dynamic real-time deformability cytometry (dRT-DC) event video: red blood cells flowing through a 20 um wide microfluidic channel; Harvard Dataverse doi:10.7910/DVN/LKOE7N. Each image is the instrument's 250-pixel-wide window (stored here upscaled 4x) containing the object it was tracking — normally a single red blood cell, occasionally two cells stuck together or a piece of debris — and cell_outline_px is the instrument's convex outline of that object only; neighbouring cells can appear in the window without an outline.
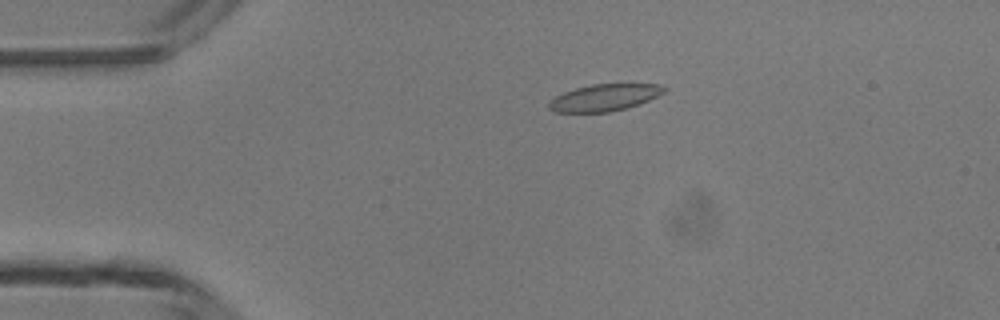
{"species": "common noctule bat (a hibernating species)", "species_latin": "Nyctalus noctula", "temperature_condition": "room temperature", "stored_images_in_passage": 4, "camera_frame_rate_fps": 3000, "um_per_image_px": 0.085, "animal": {"sex": "male", "body_mass_g": 13.3}, "frame": {"image": 1, "passage_image": 3, "time_ms": 2.333, "image_size_px": [1000, 320], "cell_outline_px": [[668, 88], [664, 92], [648, 100], [624, 108], [608, 112], [556, 112], [548, 108], [548, 104], [556, 96], [564, 92], [576, 88], [592, 84], [660, 84]], "centroid_in_image_um": [51.37, 8.28], "position_along_channel_um": 33.6, "area_um2": 17.69}}